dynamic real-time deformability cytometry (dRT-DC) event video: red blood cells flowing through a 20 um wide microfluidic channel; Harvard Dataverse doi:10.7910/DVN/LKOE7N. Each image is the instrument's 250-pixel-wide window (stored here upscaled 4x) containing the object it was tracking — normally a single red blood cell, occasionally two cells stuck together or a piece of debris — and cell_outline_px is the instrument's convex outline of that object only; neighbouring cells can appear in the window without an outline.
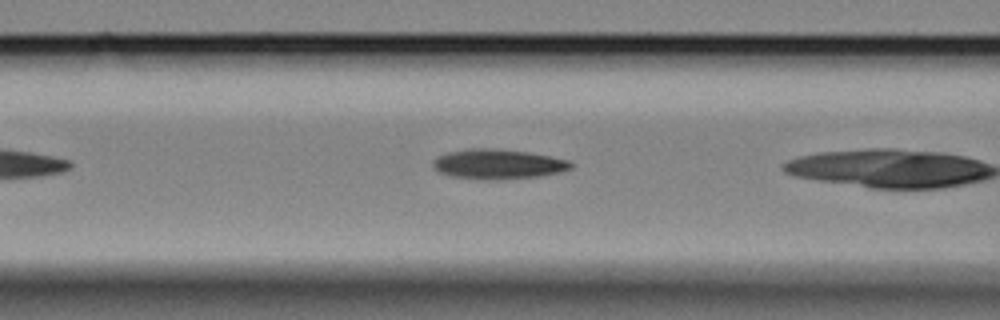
{"species": "Egyptian fruit bat (a non-hibernating species)", "species_latin": "Rousettus aegyptiacus", "temperature_condition": "cold", "stored_images_in_passage": 7, "camera_frame_rate_fps": 3000, "um_per_image_px": 0.085, "animal": {"sex": "female"}, "frame": {"image": 1, "passage_image": 6, "time_ms": 1.667, "image_size_px": [1000, 320], "cell_outline_px": [[572, 168], [560, 172], [540, 176], [500, 180], [484, 180], [448, 176], [432, 168], [432, 160], [436, 156], [448, 152], [468, 148], [492, 148], [528, 152], [568, 160], [572, 164]], "centroid_in_image_um": [42.26, 13.96], "position_along_channel_um": 124.3, "area_um2": 24.28}}